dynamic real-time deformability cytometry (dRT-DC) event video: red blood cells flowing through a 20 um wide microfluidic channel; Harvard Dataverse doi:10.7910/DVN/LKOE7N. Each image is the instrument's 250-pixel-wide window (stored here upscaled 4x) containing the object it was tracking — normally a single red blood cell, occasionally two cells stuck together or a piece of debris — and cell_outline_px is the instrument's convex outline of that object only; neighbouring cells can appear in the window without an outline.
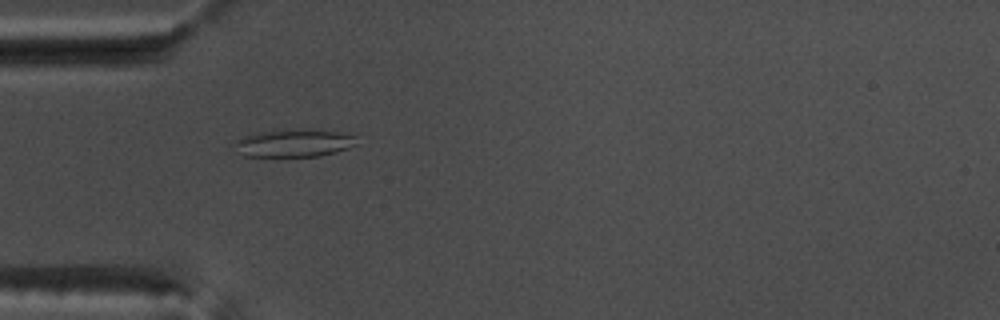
{"species": "common noctule bat (a hibernating species)", "species_latin": "Nyctalus noctula", "temperature_condition": "warm", "stored_images_in_passage": 54, "camera_frame_rate_fps": 3000, "um_per_image_px": 0.085, "animal": {"sex": "male", "body_mass_g": 17.5, "forearm_length_mm": 52.3}, "frame": {"image": 1, "passage_image": 17, "time_ms": 5.333, "image_size_px": [1000, 320], "cell_outline_px": [[356, 144], [348, 148], [320, 156], [244, 156], [236, 144], [236, 140], [244, 136], [264, 132], [336, 132], [356, 136]], "centroid_in_image_um": [25.02, 12.22], "position_along_channel_um": 60.0, "area_um2": 18.15}}
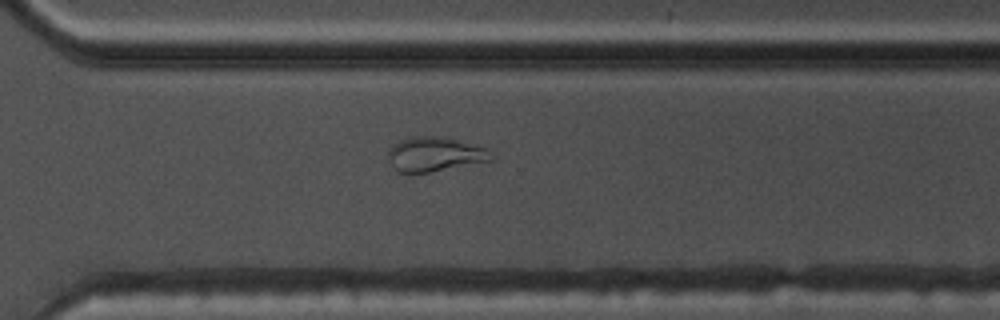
{"frame": {"image": 2, "passage_image": 39, "time_ms": 12.667, "image_size_px": [1000, 320], "cell_outline_px": [[492, 160], [428, 172], [400, 172], [392, 168], [388, 160], [388, 148], [400, 140], [416, 136], [440, 136], [488, 148]], "centroid_in_image_um": [36.9, 13.1], "position_along_channel_um": 333.7, "area_um2": 20.4}}
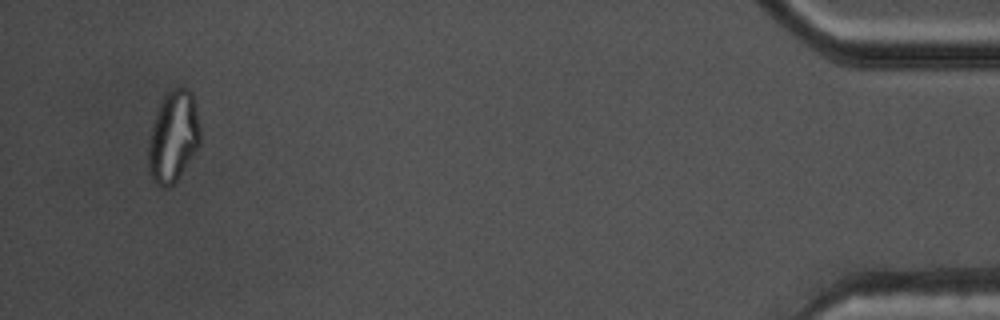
{"frame": {"image": 3, "passage_image": 52, "time_ms": 17.0, "image_size_px": [1000, 320], "cell_outline_px": [[200, 144], [176, 180], [168, 188], [160, 188], [152, 180], [148, 168], [148, 140], [152, 124], [156, 112], [164, 96], [172, 88], [188, 88], [192, 92], [200, 128]], "centroid_in_image_um": [14.7, 11.63], "position_along_channel_um": 420.5, "area_um2": 27.57}, "authors_computed_cell_mechanics": {"area_um2": 22.7732, "velocity_mm_per_s": 3.7763, "shape_relaxation_time_tau1_ms": null, "shape_relaxation_time_tau2_ms": 2.0627, "deformation_change_tau1": null, "deformation_change_tau2": 0.084}}